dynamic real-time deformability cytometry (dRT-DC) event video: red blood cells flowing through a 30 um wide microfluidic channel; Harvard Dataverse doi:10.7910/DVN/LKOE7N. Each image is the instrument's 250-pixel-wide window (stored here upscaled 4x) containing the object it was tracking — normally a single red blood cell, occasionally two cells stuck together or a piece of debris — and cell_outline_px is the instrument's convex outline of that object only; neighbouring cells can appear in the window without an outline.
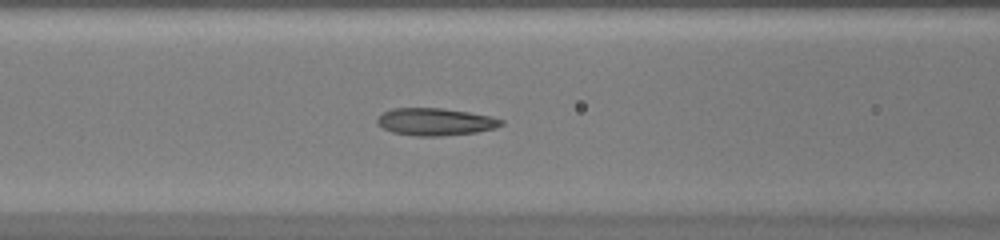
{"species": "common noctule bat (a hibernating species)", "species_latin": "Nyctalus noctula", "temperature_condition": "warm", "stored_images_in_passage": 42, "camera_frame_rate_fps": 3000, "um_per_image_px": 0.085, "animal": {"sex": "female", "body_mass_g": 20.0, "forearm_length_mm": 54.0}, "frame": {"image": 1, "passage_image": 16, "time_ms": 5.0, "image_size_px": [1000, 240], "cell_outline_px": [[504, 124], [496, 128], [476, 132], [440, 136], [416, 136], [392, 132], [384, 128], [376, 120], [384, 112], [392, 108], [444, 108], [492, 116], [504, 120]], "centroid_in_image_um": [37.05, 10.35], "position_along_channel_um": 129.5, "area_um2": 19.71}}
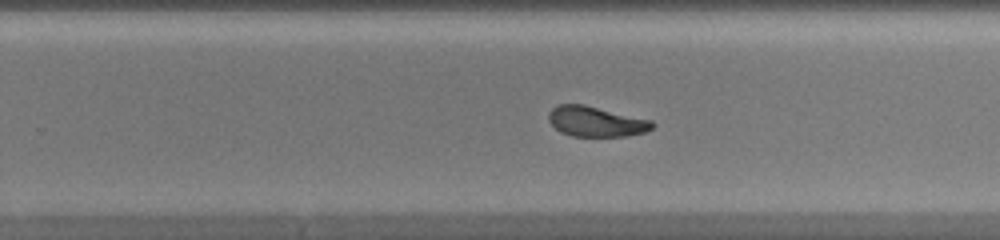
{"frame": {"image": 2, "passage_image": 26, "time_ms": 8.333, "image_size_px": [1000, 240], "cell_outline_px": [[656, 124], [652, 128], [644, 132], [628, 136], [572, 136], [560, 132], [548, 120], [548, 112], [556, 104], [584, 104], [652, 120]], "centroid_in_image_um": [50.65, 10.32], "position_along_channel_um": 279.2, "area_um2": 18.38}}
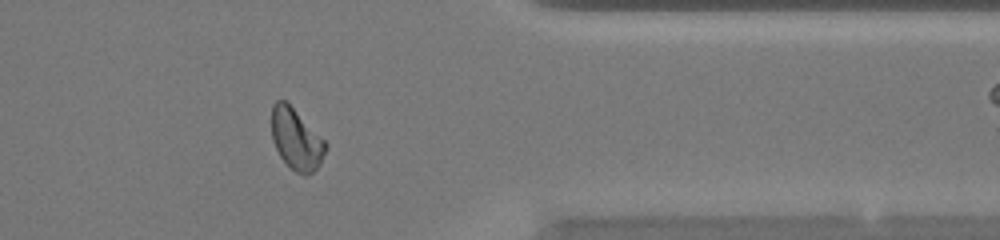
{"frame": {"image": 3, "passage_image": 34, "time_ms": 11.0, "image_size_px": [1000, 240], "cell_outline_px": [[328, 148], [320, 164], [312, 172], [304, 176], [296, 172], [280, 156], [272, 140], [272, 104], [276, 100], [284, 100], [328, 144]], "centroid_in_image_um": [25.18, 11.86], "position_along_channel_um": 386.2, "area_um2": 18.84}}